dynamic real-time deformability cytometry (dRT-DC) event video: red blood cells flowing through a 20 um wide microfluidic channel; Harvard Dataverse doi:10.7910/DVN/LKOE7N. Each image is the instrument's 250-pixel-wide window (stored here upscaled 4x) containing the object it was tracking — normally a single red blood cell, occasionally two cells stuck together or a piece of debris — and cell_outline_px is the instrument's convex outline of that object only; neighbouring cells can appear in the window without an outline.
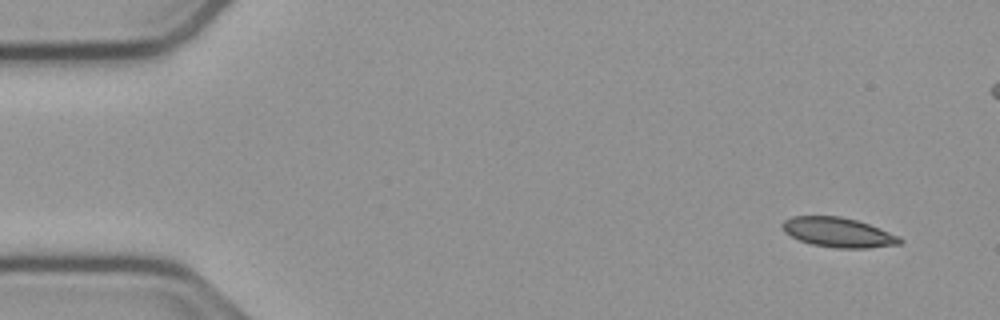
{"species": "common noctule bat (a hibernating species)", "species_latin": "Nyctalus noctula", "temperature_condition": "cold", "stored_images_in_passage": 53, "camera_frame_rate_fps": 3000, "um_per_image_px": 0.085, "animal": {"sex": "male", "body_mass_g": 23.1, "forearm_length_mm": 52.7}, "frame": {"image": 1, "passage_image": 1, "time_ms": 0.0, "image_size_px": [1000, 320], "cell_outline_px": [[904, 240], [900, 244], [868, 248], [836, 248], [812, 244], [800, 240], [784, 232], [780, 224], [784, 220], [792, 216], [840, 216], [856, 220], [880, 228], [900, 236]], "centroid_in_image_um": [71.26, 19.75], "position_along_channel_um": 13.7, "area_um2": 20.35}}
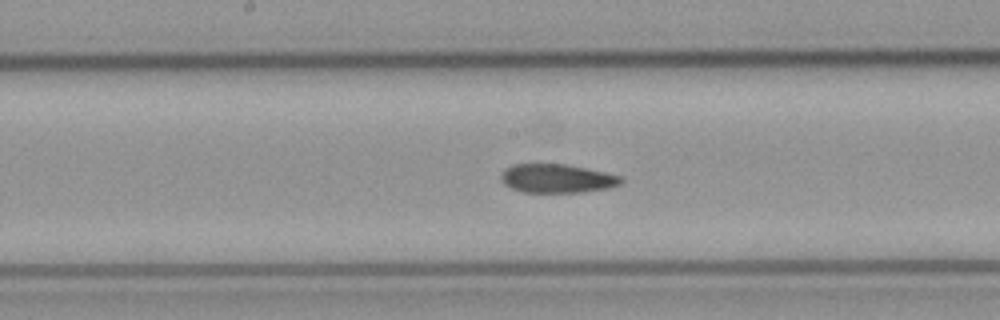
{"frame": {"image": 2, "passage_image": 25, "time_ms": 8.0, "image_size_px": [1000, 320], "cell_outline_px": [[624, 180], [620, 184], [608, 188], [584, 192], [524, 192], [512, 188], [504, 184], [500, 180], [500, 176], [504, 168], [512, 164], [564, 164], [604, 172], [620, 176]], "centroid_in_image_um": [47.31, 15.17], "position_along_channel_um": 200.9, "area_um2": 20.06}}
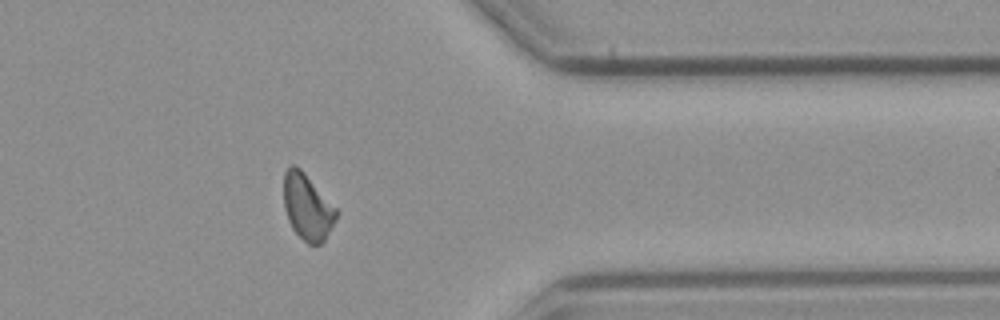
{"frame": {"image": 3, "passage_image": 41, "time_ms": 13.333, "image_size_px": [1000, 320], "cell_outline_px": [[340, 212], [336, 220], [324, 240], [320, 244], [308, 244], [292, 228], [288, 220], [284, 208], [284, 172], [292, 164], [296, 164], [304, 172]], "centroid_in_image_um": [26.13, 17.58], "position_along_channel_um": 385.3, "area_um2": 20.17}, "authors_computed_cell_mechanics": {"area_um2": 20.4034, "velocity_mm_per_s": 3.7582, "shape_relaxation_time_tau1_ms": null, "shape_relaxation_time_tau2_ms": 7.4882, "deformation_change_tau1": null, "deformation_change_tau2": 0.1361}}